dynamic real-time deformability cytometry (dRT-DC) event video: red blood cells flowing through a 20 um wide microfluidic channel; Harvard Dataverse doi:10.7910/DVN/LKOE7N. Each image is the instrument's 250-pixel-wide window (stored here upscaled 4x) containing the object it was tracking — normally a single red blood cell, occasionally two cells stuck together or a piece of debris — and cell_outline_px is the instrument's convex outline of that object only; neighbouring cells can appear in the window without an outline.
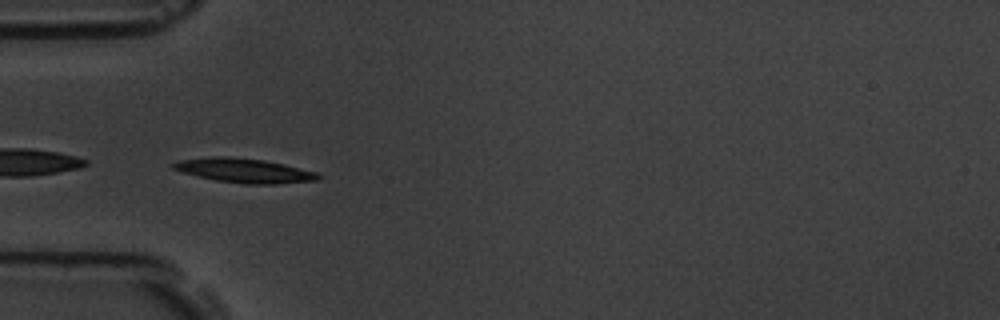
{"species": "common noctule bat (a hibernating species)", "species_latin": "Nyctalus noctula", "temperature_condition": "room temperature", "stored_images_in_passage": 5, "camera_frame_rate_fps": 3000, "um_per_image_px": 0.085, "animal": {"sex": "male", "body_mass_g": 19.5, "forearm_length_mm": 54.6}, "frame": {"image": 1, "passage_image": 5, "time_ms": 4.667, "image_size_px": [1000, 320], "cell_outline_px": [[320, 180], [276, 184], [244, 184], [216, 180], [184, 172], [172, 168], [168, 164], [180, 160], [212, 156], [232, 156], [264, 160], [284, 164], [316, 172], [320, 176]], "centroid_in_image_um": [20.76, 14.49], "position_along_channel_um": 64.2, "area_um2": 20.52}}